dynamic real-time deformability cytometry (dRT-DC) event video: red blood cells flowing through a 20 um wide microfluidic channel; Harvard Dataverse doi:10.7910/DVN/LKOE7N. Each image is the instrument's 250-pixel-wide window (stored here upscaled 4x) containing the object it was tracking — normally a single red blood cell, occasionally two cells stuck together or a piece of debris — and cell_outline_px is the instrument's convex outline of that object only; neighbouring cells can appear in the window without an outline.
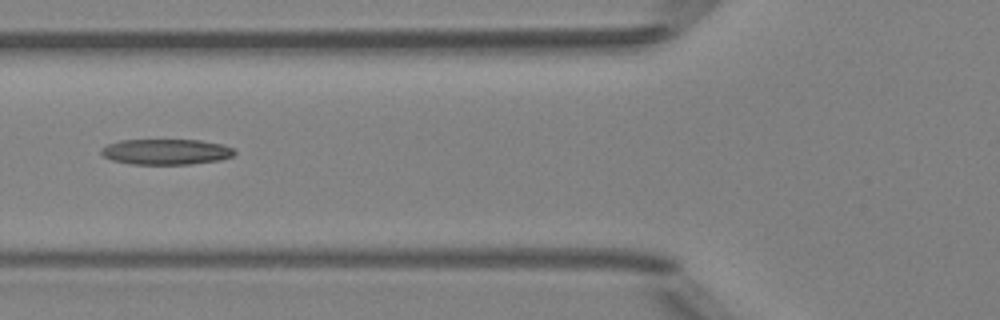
{"species": "Egyptian fruit bat (a non-hibernating species)", "species_latin": "Rousettus aegyptiacus", "temperature_condition": "room temperature", "stored_images_in_passage": 7, "camera_frame_rate_fps": 3000, "um_per_image_px": 0.085, "animal": {"sex": "female"}, "frame": {"image": 1, "passage_image": 6, "time_ms": 5.667, "image_size_px": [1000, 320], "cell_outline_px": [[236, 152], [232, 156], [220, 160], [192, 164], [132, 164], [112, 160], [104, 156], [100, 152], [100, 148], [108, 144], [120, 140], [200, 140], [224, 144], [236, 148]], "centroid_in_image_um": [14.15, 12.9], "position_along_channel_um": 111.6, "area_um2": 20.06}}
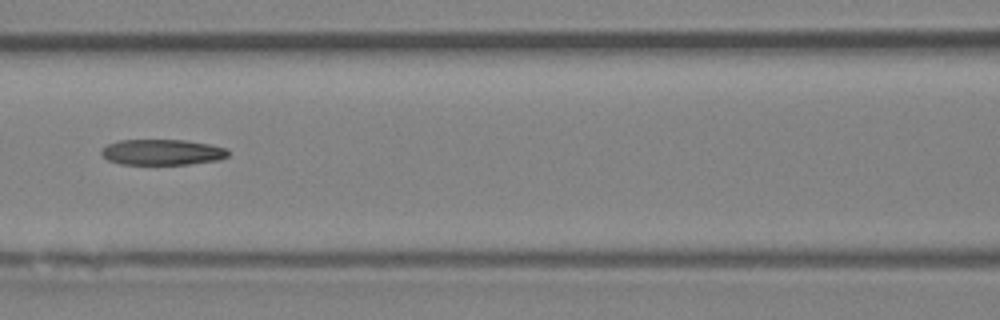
{"frame": {"image": 2, "passage_image": 7, "time_ms": 6.667, "image_size_px": [1000, 320], "cell_outline_px": [[228, 156], [216, 160], [188, 164], [120, 164], [108, 160], [100, 152], [100, 148], [108, 144], [120, 140], [184, 140], [208, 144], [228, 148]], "centroid_in_image_um": [13.76, 12.93], "position_along_channel_um": 152.8, "area_um2": 18.9}}